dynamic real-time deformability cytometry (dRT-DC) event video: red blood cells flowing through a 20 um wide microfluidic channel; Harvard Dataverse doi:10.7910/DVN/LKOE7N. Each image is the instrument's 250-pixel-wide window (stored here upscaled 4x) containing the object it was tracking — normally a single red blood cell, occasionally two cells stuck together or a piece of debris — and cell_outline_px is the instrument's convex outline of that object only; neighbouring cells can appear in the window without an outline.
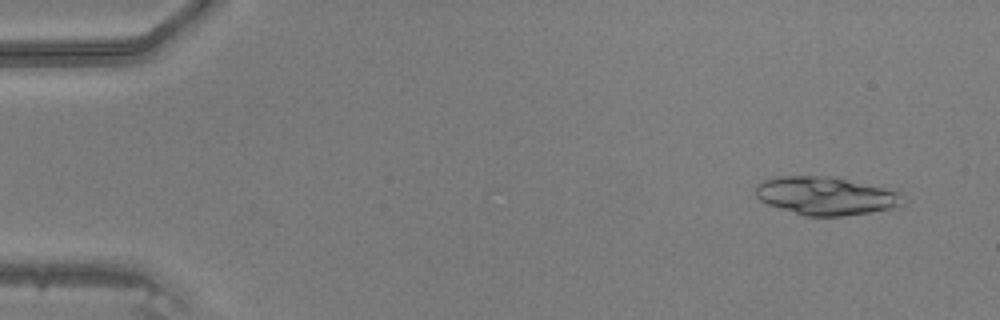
{"species": "common noctule bat (a hibernating species)", "species_latin": "Nyctalus noctula", "temperature_condition": "warm", "stored_images_in_passage": 6, "camera_frame_rate_fps": 3000, "um_per_image_px": 0.085, "animal": {"sex": "male", "body_mass_g": 20.5, "forearm_length_mm": 52.5}, "frame": {"image": 1, "passage_image": 3, "time_ms": 0.667, "image_size_px": [1000, 320], "cell_outline_px": [[908, 200], [900, 208], [844, 216], [804, 216], [768, 204], [760, 200], [756, 196], [756, 184], [764, 180], [780, 176], [832, 176], [900, 188]], "centroid_in_image_um": [70.41, 16.63], "position_along_channel_um": 14.6, "area_um2": 34.16}}